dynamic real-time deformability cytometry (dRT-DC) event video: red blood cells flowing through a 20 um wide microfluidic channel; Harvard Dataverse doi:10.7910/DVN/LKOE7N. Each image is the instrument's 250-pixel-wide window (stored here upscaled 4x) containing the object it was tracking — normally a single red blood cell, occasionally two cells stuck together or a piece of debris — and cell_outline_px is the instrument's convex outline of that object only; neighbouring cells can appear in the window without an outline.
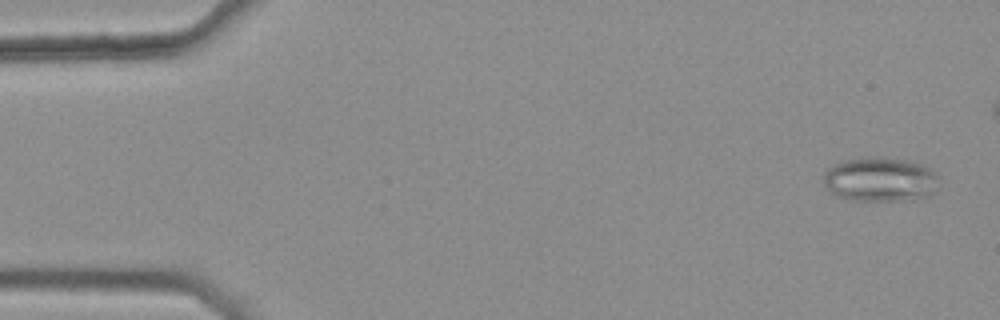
{"species": "common noctule bat (a hibernating species)", "species_latin": "Nyctalus noctula", "temperature_condition": "warm", "stored_images_in_passage": 45, "camera_frame_rate_fps": 3000, "um_per_image_px": 0.085, "animal": {"sex": "female", "body_mass_g": 25.1}, "frame": {"image": 1, "passage_image": 2, "time_ms": 0.333, "image_size_px": [1000, 320], "cell_outline_px": [[940, 176], [936, 192], [932, 196], [920, 200], [852, 200], [836, 196], [824, 184], [824, 172], [828, 168], [840, 160], [860, 156], [904, 160], [920, 164], [932, 168]], "centroid_in_image_um": [74.87, 15.26], "position_along_channel_um": 10.1, "area_um2": 30.46}}
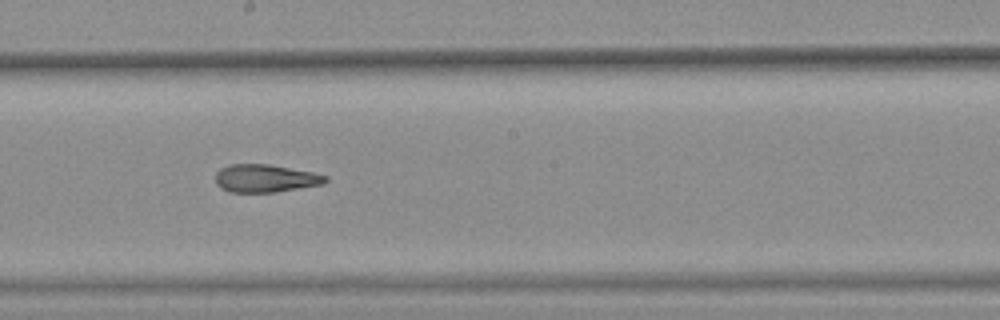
{"frame": {"image": 2, "passage_image": 29, "time_ms": 9.333, "image_size_px": [1000, 320], "cell_outline_px": [[328, 180], [324, 184], [272, 192], [228, 192], [220, 188], [216, 184], [216, 172], [220, 168], [228, 164], [268, 164], [312, 172], [328, 176]], "centroid_in_image_um": [22.52, 15.15], "position_along_channel_um": 225.7, "area_um2": 17.86}}
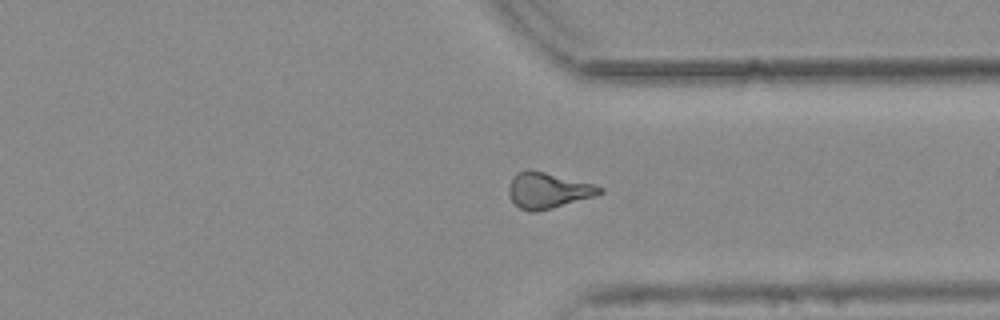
{"frame": {"image": 3, "passage_image": 40, "time_ms": 13.0, "image_size_px": [1000, 320], "cell_outline_px": [[604, 192], [592, 196], [552, 208], [536, 212], [528, 212], [520, 208], [512, 200], [508, 192], [508, 184], [512, 176], [516, 172], [544, 172], [596, 184], [604, 188]], "centroid_in_image_um": [46.57, 16.2], "position_along_channel_um": 364.8, "area_um2": 18.67}, "authors_computed_cell_mechanics": {"area_um2": 18.9006, "velocity_mm_per_s": 3.7993, "shape_relaxation_time_tau1_ms": null, "shape_relaxation_time_tau2_ms": 3.4416, "deformation_change_tau1": null, "deformation_change_tau2": 0.1366}}